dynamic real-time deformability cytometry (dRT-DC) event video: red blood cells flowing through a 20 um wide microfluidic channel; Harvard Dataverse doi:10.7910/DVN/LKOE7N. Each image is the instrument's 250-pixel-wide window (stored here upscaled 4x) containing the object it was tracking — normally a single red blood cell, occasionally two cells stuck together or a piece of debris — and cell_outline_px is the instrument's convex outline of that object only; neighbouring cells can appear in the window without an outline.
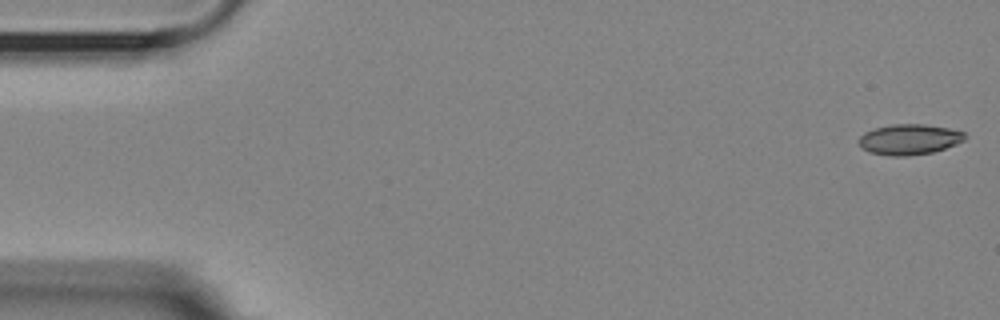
{"species": "Egyptian fruit bat (a non-hibernating species)", "species_latin": "Rousettus aegyptiacus", "temperature_condition": "room temperature", "stored_images_in_passage": 52, "camera_frame_rate_fps": 3000, "um_per_image_px": 0.085, "animal": {"sex": "female"}, "frame": {"image": 1, "passage_image": 1, "time_ms": 0.0, "image_size_px": [1000, 320], "cell_outline_px": [[968, 136], [964, 140], [956, 144], [932, 152], [908, 156], [888, 156], [868, 152], [860, 148], [856, 140], [864, 132], [876, 128], [892, 124], [924, 124], [948, 128], [964, 132]], "centroid_in_image_um": [77.24, 11.85], "position_along_channel_um": 7.8, "area_um2": 19.07}}
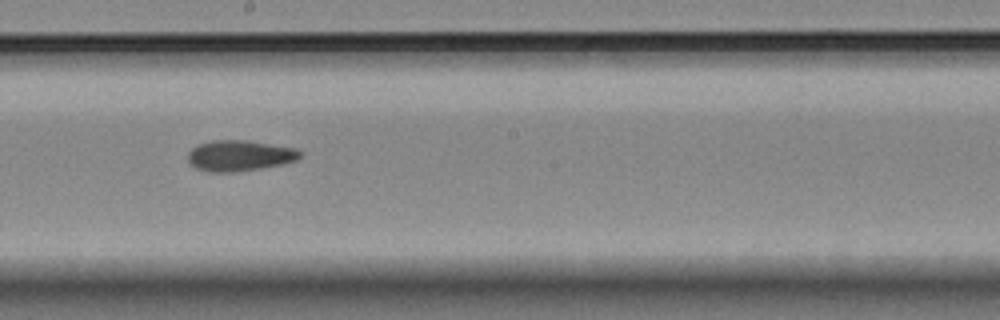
{"frame": {"image": 2, "passage_image": 30, "time_ms": 9.667, "image_size_px": [1000, 320], "cell_outline_px": [[304, 156], [296, 160], [284, 164], [228, 172], [216, 172], [196, 168], [188, 160], [188, 152], [196, 144], [212, 140], [248, 140], [300, 148], [304, 152]], "centroid_in_image_um": [20.44, 13.19], "position_along_channel_um": 227.8, "area_um2": 20.29}}
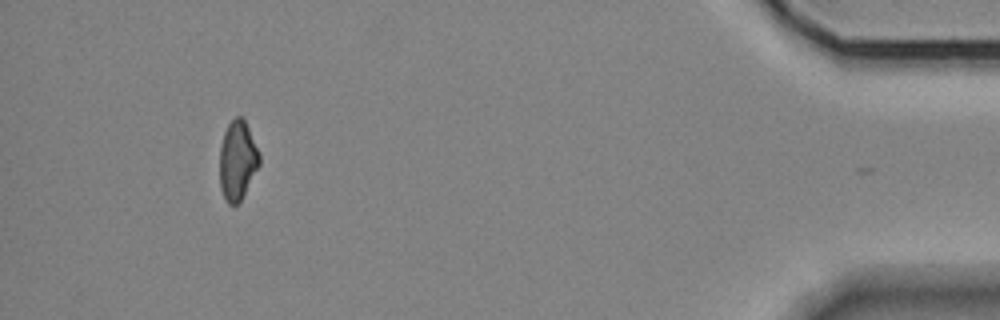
{"frame": {"image": 3, "passage_image": 51, "time_ms": 16.667, "image_size_px": [1000, 320], "cell_outline_px": [[260, 164], [240, 200], [236, 204], [228, 204], [220, 188], [220, 148], [224, 132], [228, 124], [236, 116], [240, 116], [244, 120], [248, 128], [260, 156]], "centroid_in_image_um": [20.17, 13.63], "position_along_channel_um": 415.0, "area_um2": 17.92}, "authors_computed_cell_mechanics": {"area_um2": 19.4786, "velocity_mm_per_s": 3.6154, "shape_relaxation_time_tau1_ms": null, "shape_relaxation_time_tau2_ms": 6.6346, "deformation_change_tau1": null, "deformation_change_tau2": 0.1424}}